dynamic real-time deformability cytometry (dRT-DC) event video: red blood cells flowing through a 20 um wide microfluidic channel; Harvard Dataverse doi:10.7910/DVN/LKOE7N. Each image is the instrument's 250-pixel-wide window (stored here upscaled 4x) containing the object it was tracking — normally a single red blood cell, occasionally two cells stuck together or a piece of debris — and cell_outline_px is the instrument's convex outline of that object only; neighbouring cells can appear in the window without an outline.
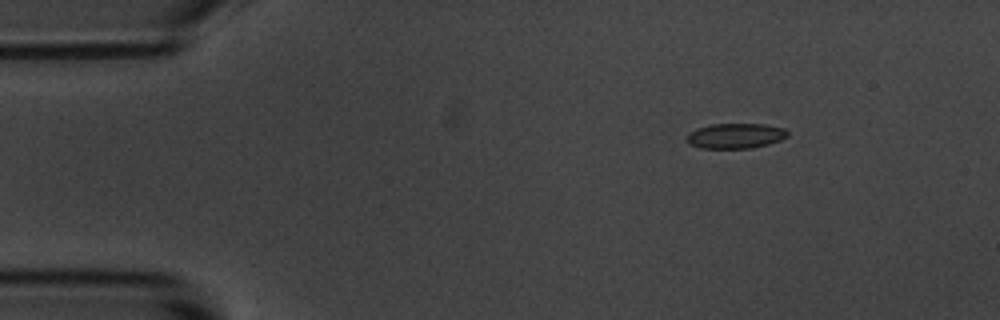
{"species": "common noctule bat (a hibernating species)", "species_latin": "Nyctalus noctula", "temperature_condition": "room temperature", "stored_images_in_passage": 3, "camera_frame_rate_fps": 3000, "um_per_image_px": 0.085, "animal": {"sex": "male", "body_mass_g": 20.1, "forearm_length_mm": 53.5}, "frame": {"image": 1, "passage_image": 1, "time_ms": 0.0, "image_size_px": [1000, 320], "cell_outline_px": [[788, 136], [780, 140], [768, 144], [752, 148], [700, 148], [688, 144], [684, 136], [688, 132], [696, 128], [712, 124], [764, 124], [784, 128], [788, 132]], "centroid_in_image_um": [62.46, 11.55], "position_along_channel_um": 22.5, "area_um2": 14.97}}